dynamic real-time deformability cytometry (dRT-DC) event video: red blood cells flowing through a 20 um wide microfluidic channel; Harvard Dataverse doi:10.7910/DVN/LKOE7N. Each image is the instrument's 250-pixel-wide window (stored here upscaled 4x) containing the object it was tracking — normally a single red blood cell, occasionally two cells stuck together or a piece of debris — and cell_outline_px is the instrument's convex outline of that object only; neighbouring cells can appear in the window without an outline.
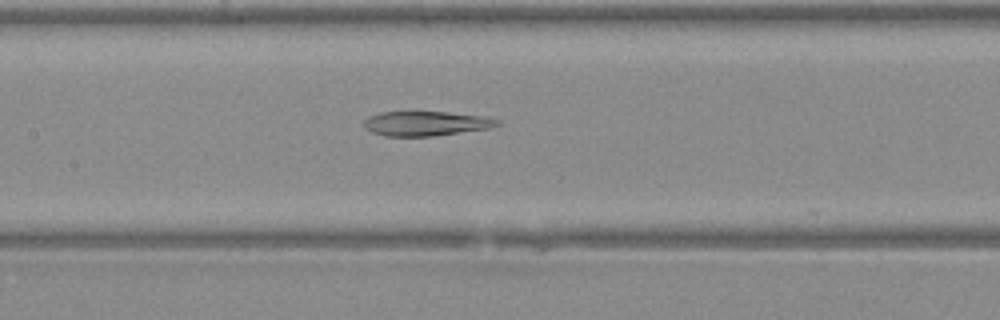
{"species": "Egyptian fruit bat (a non-hibernating species)", "species_latin": "Rousettus aegyptiacus", "temperature_condition": "warm", "stored_images_in_passage": 26, "camera_frame_rate_fps": 3000, "um_per_image_px": 0.085, "animal": {"sex": "female"}, "frame": {"image": 1, "passage_image": 9, "time_ms": 2.667, "image_size_px": [1000, 320], "cell_outline_px": [[500, 124], [488, 128], [432, 136], [384, 136], [372, 132], [364, 128], [364, 120], [368, 116], [380, 112], [444, 112], [484, 116], [496, 120]], "centroid_in_image_um": [36.12, 10.5], "position_along_channel_um": 171.3, "area_um2": 18.84}}
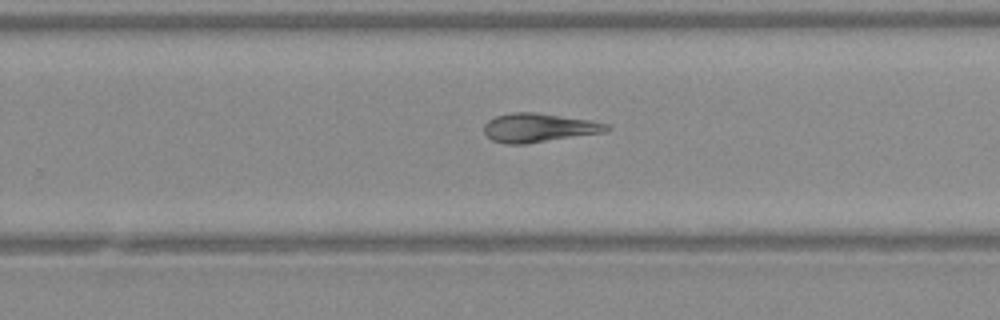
{"frame": {"image": 2, "passage_image": 17, "time_ms": 5.333, "image_size_px": [1000, 320], "cell_outline_px": [[608, 128], [604, 132], [528, 144], [504, 144], [492, 140], [484, 132], [484, 124], [488, 120], [496, 116], [512, 112], [536, 112], [588, 120], [608, 124]], "centroid_in_image_um": [45.74, 10.86], "position_along_channel_um": 284.1, "area_um2": 20.52}}
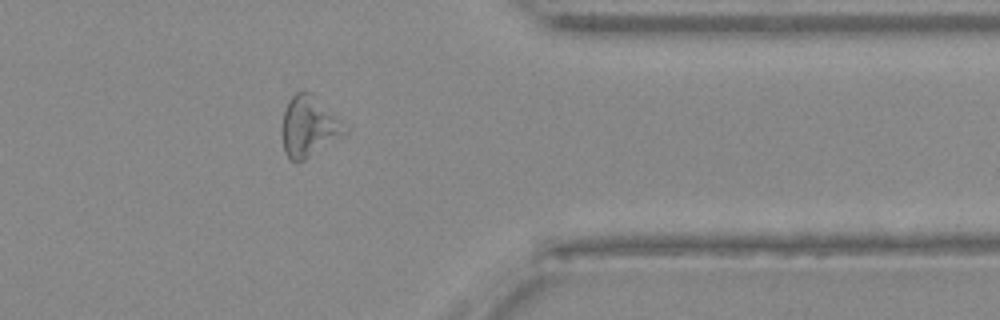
{"frame": {"image": 3, "passage_image": 25, "time_ms": 8.0, "image_size_px": [1000, 320], "cell_outline_px": [[348, 132], [304, 160], [296, 164], [284, 152], [280, 132], [280, 128], [284, 112], [288, 100], [296, 92], [308, 92], [340, 120], [348, 128]], "centroid_in_image_um": [26.19, 10.8], "position_along_channel_um": 385.2, "area_um2": 21.85}}